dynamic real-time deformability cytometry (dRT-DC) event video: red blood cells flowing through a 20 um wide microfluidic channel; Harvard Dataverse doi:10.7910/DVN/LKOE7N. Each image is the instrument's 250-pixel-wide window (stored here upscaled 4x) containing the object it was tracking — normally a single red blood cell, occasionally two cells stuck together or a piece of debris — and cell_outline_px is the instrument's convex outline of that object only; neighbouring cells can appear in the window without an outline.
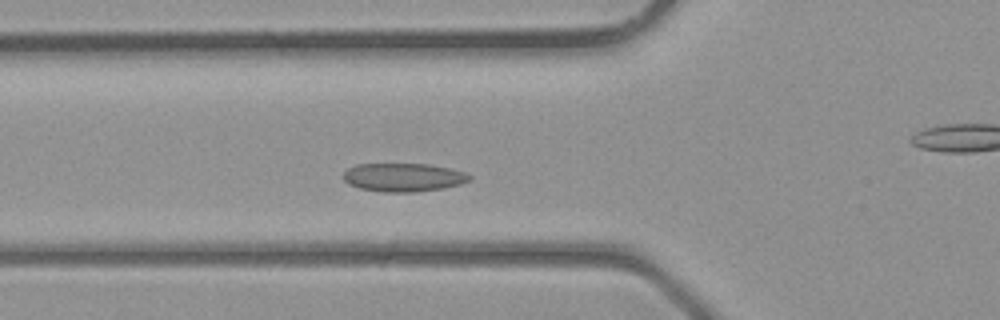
{"species": "common noctule bat (a hibernating species)", "species_latin": "Nyctalus noctula", "temperature_condition": "room temperature", "stored_images_in_passage": 31, "camera_frame_rate_fps": 3000, "um_per_image_px": 0.085, "animal": {"sex": "male", "body_mass_g": 23.1, "forearm_length_mm": 52.7}, "frame": {"image": 1, "passage_image": 9, "time_ms": 2.667, "image_size_px": [1000, 320], "cell_outline_px": [[472, 176], [468, 180], [460, 184], [444, 188], [416, 192], [380, 192], [360, 188], [348, 184], [344, 180], [344, 172], [348, 168], [356, 164], [428, 164], [448, 168], [464, 172]], "centroid_in_image_um": [34.26, 15.08], "position_along_channel_um": 91.5, "area_um2": 20.87}}
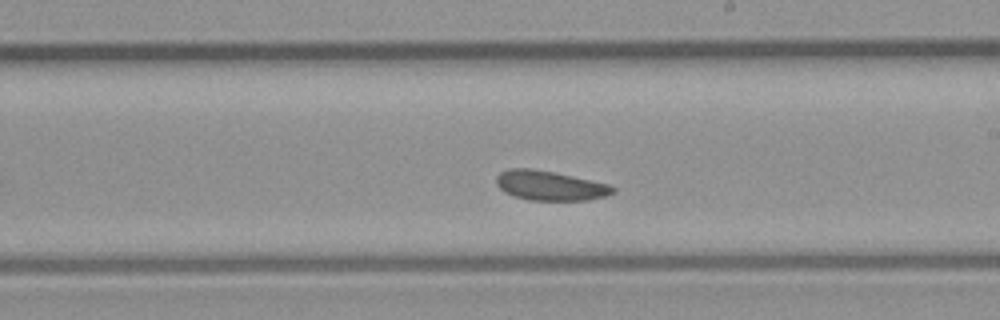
{"frame": {"image": 2, "passage_image": 18, "time_ms": 5.667, "image_size_px": [1000, 320], "cell_outline_px": [[616, 192], [604, 196], [588, 200], [528, 200], [504, 192], [496, 184], [496, 176], [500, 172], [508, 168], [532, 168], [556, 172], [608, 184], [616, 188]], "centroid_in_image_um": [46.73, 15.76], "position_along_channel_um": 242.3, "area_um2": 20.17}}
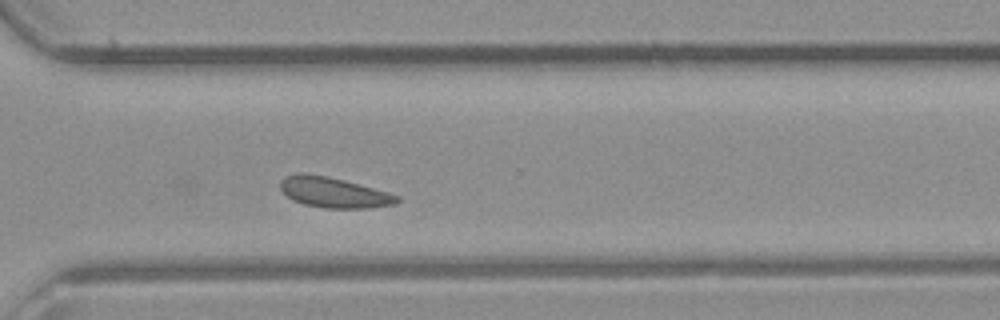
{"frame": {"image": 3, "passage_image": 24, "time_ms": 7.667, "image_size_px": [1000, 320], "cell_outline_px": [[400, 200], [396, 204], [368, 208], [324, 208], [304, 204], [292, 200], [280, 188], [280, 180], [284, 176], [300, 172], [304, 172], [328, 176], [344, 180], [388, 192], [400, 196]], "centroid_in_image_um": [28.35, 16.35], "position_along_channel_um": 342.2, "area_um2": 20.81}}